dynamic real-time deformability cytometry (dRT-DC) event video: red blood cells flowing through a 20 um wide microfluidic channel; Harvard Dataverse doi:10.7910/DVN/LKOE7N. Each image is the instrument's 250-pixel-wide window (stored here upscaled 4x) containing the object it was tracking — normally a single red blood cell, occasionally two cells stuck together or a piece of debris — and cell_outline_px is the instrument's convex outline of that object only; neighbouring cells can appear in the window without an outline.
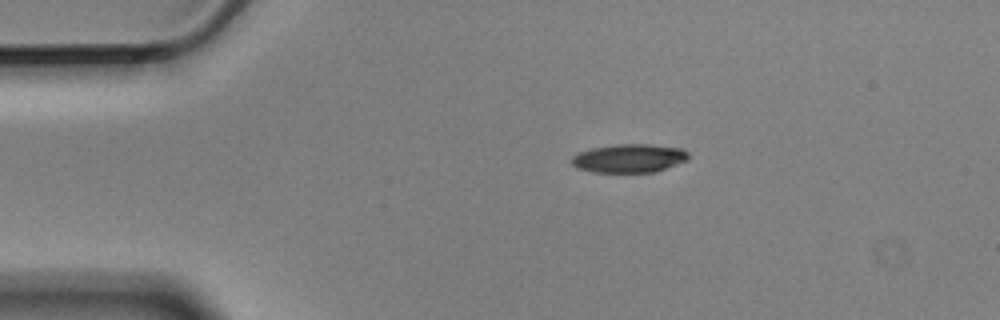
{"species": "Egyptian fruit bat (a non-hibernating species)", "species_latin": "Rousettus aegyptiacus", "temperature_condition": "cold", "stored_images_in_passage": 4, "camera_frame_rate_fps": 3000, "um_per_image_px": 0.085, "animal": {"sex": "male"}, "frame": {"image": 1, "passage_image": 4, "time_ms": 1.0, "image_size_px": [1000, 320], "cell_outline_px": [[688, 160], [656, 172], [592, 172], [576, 168], [572, 164], [572, 156], [580, 152], [592, 148], [616, 144], [648, 144], [684, 148], [688, 152]], "centroid_in_image_um": [53.5, 13.45], "position_along_channel_um": 31.5, "area_um2": 19.54}}